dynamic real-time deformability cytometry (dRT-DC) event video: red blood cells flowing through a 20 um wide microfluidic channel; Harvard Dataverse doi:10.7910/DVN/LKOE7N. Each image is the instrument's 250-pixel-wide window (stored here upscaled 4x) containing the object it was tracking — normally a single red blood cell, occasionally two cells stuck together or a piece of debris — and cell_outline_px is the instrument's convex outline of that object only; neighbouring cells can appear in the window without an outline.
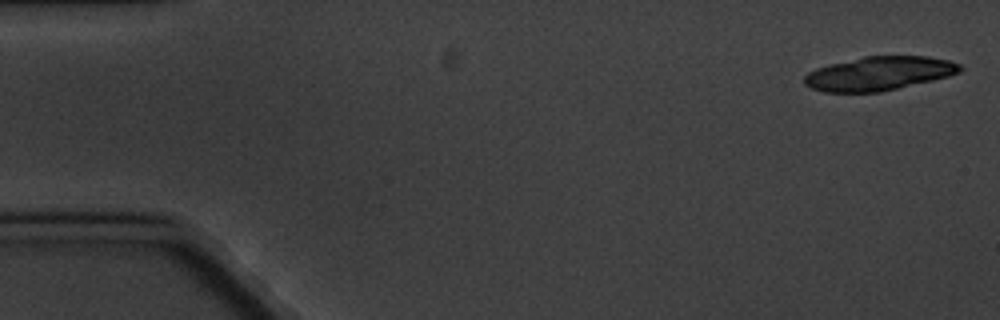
{"species": "common noctule bat (a hibernating species)", "species_latin": "Nyctalus noctula", "temperature_condition": "cold", "stored_images_in_passage": 7, "camera_frame_rate_fps": 3000, "um_per_image_px": 0.085, "animal": {"sex": "male", "body_mass_g": 20.1, "forearm_length_mm": 53.5}, "frame": {"image": 1, "passage_image": 1, "time_ms": 0.0, "image_size_px": [1000, 320], "cell_outline_px": [[964, 68], [960, 72], [948, 76], [932, 80], [880, 92], [824, 92], [812, 88], [804, 84], [804, 76], [808, 72], [816, 68], [864, 56], [928, 56], [948, 60], [960, 64]], "centroid_in_image_um": [74.72, 6.24], "position_along_channel_um": 10.3, "area_um2": 30.52}}
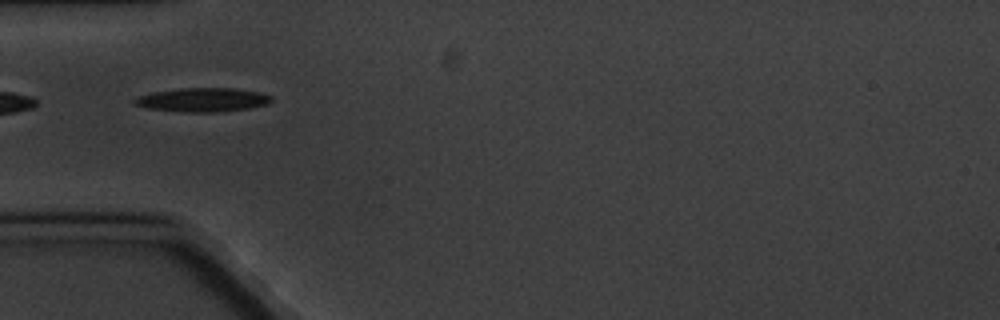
{"frame": {"image": 2, "passage_image": 6, "time_ms": 5.667, "image_size_px": [1000, 320], "cell_outline_px": [[272, 100], [268, 104], [248, 108], [216, 112], [188, 112], [148, 108], [132, 104], [132, 100], [136, 96], [152, 92], [180, 88], [236, 88], [260, 92], [272, 96]], "centroid_in_image_um": [17.2, 8.47], "position_along_channel_um": 67.8, "area_um2": 19.13}}